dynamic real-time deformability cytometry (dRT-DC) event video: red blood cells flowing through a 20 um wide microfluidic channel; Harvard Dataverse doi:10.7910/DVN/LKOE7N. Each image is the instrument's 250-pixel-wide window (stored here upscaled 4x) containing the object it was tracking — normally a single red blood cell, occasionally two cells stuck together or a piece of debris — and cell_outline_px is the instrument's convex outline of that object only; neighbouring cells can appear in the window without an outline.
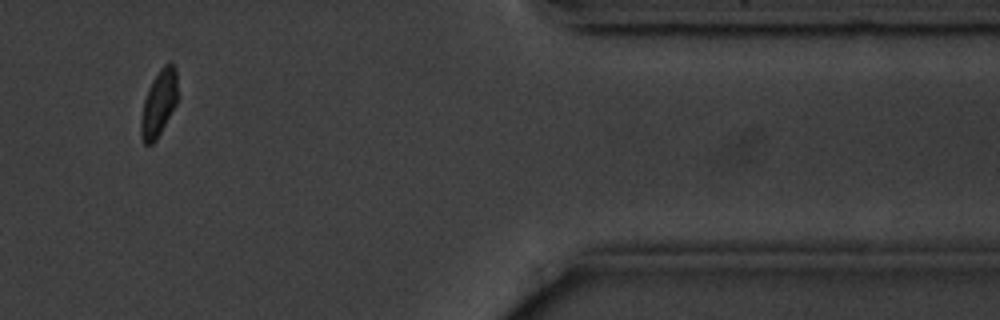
{"species": "common noctule bat (a hibernating species)", "species_latin": "Nyctalus noctula", "temperature_condition": "cold", "stored_images_in_passage": 14, "camera_frame_rate_fps": 3000, "um_per_image_px": 0.085, "animal": {"sex": "male", "body_mass_g": 20.1, "forearm_length_mm": 53.5}, "frame": {"image": 1, "passage_image": 12, "time_ms": 14.333, "image_size_px": [1000, 320], "cell_outline_px": [[176, 104], [156, 140], [152, 144], [144, 144], [140, 136], [140, 120], [144, 100], [148, 88], [152, 80], [160, 68], [164, 64], [172, 64], [176, 68]], "centroid_in_image_um": [13.46, 8.81], "position_along_channel_um": 397.9, "area_um2": 13.99}, "authors_computed_cell_mechanics": {"area_um2": 15.3459, "velocity_mm_per_s": 3.5785, "shape_relaxation_time_tau1_ms": 6.6419, "shape_relaxation_time_tau2_ms": null, "deformation_change_tau1": 0.1322, "deformation_change_tau2": null}}